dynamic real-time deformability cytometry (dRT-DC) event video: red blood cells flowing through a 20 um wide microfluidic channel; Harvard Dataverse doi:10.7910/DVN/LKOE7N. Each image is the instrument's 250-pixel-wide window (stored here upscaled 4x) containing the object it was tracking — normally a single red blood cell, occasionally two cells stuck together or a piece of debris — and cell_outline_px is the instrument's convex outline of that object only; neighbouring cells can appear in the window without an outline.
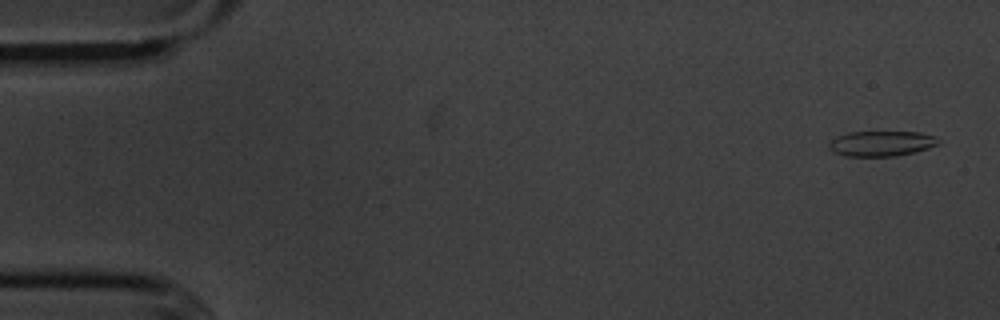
{"species": "common noctule bat (a hibernating species)", "species_latin": "Nyctalus noctula", "temperature_condition": "cold", "stored_images_in_passage": 8, "camera_frame_rate_fps": 3000, "um_per_image_px": 0.085, "animal": {"sex": "male", "body_mass_g": 20.1, "forearm_length_mm": 53.5}, "frame": {"image": 1, "passage_image": 1, "time_ms": 0.0, "image_size_px": [1000, 320], "cell_outline_px": [[940, 140], [936, 144], [928, 148], [896, 156], [844, 156], [828, 148], [828, 144], [836, 136], [848, 132], [920, 132], [936, 136]], "centroid_in_image_um": [74.9, 12.19], "position_along_channel_um": 10.1, "area_um2": 16.01}}
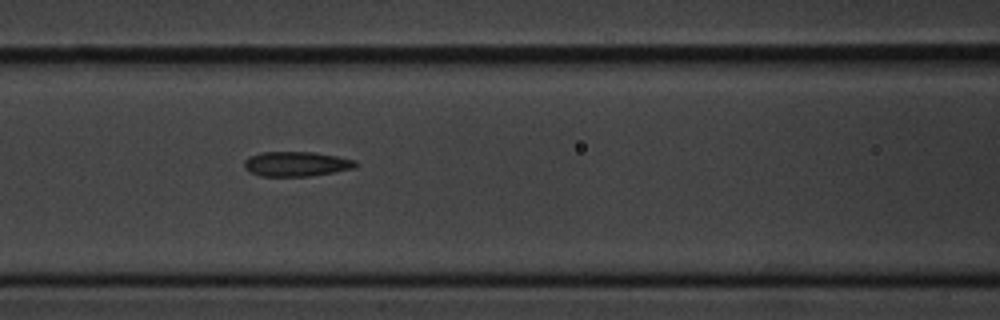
{"frame": {"image": 2, "passage_image": 7, "time_ms": 7.0, "image_size_px": [1000, 320], "cell_outline_px": [[356, 168], [308, 176], [260, 176], [244, 168], [244, 160], [248, 156], [260, 152], [316, 152], [356, 160]], "centroid_in_image_um": [25.16, 13.92], "position_along_channel_um": 141.4, "area_um2": 16.07}}
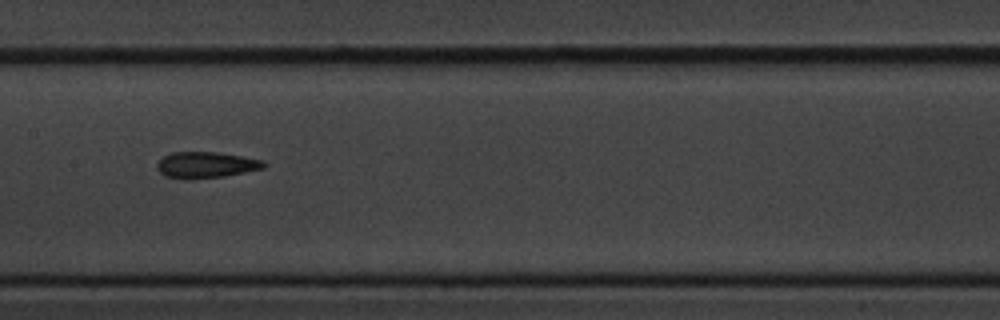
{"frame": {"image": 3, "passage_image": 8, "time_ms": 8.333, "image_size_px": [1000, 320], "cell_outline_px": [[268, 164], [264, 168], [224, 176], [188, 180], [184, 180], [164, 176], [156, 168], [156, 164], [164, 156], [172, 152], [216, 152], [264, 160]], "centroid_in_image_um": [17.49, 14.03], "position_along_channel_um": 189.9, "area_um2": 16.42}}